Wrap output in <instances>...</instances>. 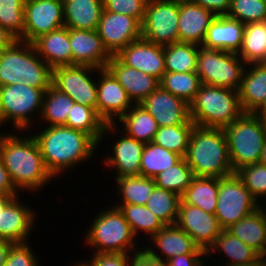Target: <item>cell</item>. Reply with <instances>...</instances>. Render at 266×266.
<instances>
[{
    "instance_id": "ffe728a7",
    "label": "cell",
    "mask_w": 266,
    "mask_h": 266,
    "mask_svg": "<svg viewBox=\"0 0 266 266\" xmlns=\"http://www.w3.org/2000/svg\"><path fill=\"white\" fill-rule=\"evenodd\" d=\"M72 65L105 69L112 55L105 48L97 30L70 29Z\"/></svg>"
},
{
    "instance_id": "ab89813d",
    "label": "cell",
    "mask_w": 266,
    "mask_h": 266,
    "mask_svg": "<svg viewBox=\"0 0 266 266\" xmlns=\"http://www.w3.org/2000/svg\"><path fill=\"white\" fill-rule=\"evenodd\" d=\"M159 84L163 89L183 99L188 104L194 100L202 85L196 72H165Z\"/></svg>"
},
{
    "instance_id": "83f0119b",
    "label": "cell",
    "mask_w": 266,
    "mask_h": 266,
    "mask_svg": "<svg viewBox=\"0 0 266 266\" xmlns=\"http://www.w3.org/2000/svg\"><path fill=\"white\" fill-rule=\"evenodd\" d=\"M64 27L70 29L97 30L103 0H62Z\"/></svg>"
},
{
    "instance_id": "11a10c76",
    "label": "cell",
    "mask_w": 266,
    "mask_h": 266,
    "mask_svg": "<svg viewBox=\"0 0 266 266\" xmlns=\"http://www.w3.org/2000/svg\"><path fill=\"white\" fill-rule=\"evenodd\" d=\"M17 40L4 27L0 25V52Z\"/></svg>"
},
{
    "instance_id": "e7e4bbea",
    "label": "cell",
    "mask_w": 266,
    "mask_h": 266,
    "mask_svg": "<svg viewBox=\"0 0 266 266\" xmlns=\"http://www.w3.org/2000/svg\"><path fill=\"white\" fill-rule=\"evenodd\" d=\"M176 1L178 4H181V3H192L193 0H174Z\"/></svg>"
},
{
    "instance_id": "003e7915",
    "label": "cell",
    "mask_w": 266,
    "mask_h": 266,
    "mask_svg": "<svg viewBox=\"0 0 266 266\" xmlns=\"http://www.w3.org/2000/svg\"><path fill=\"white\" fill-rule=\"evenodd\" d=\"M260 206H262L261 208L263 209V211H264V213H265V215H266V209H265V207H263V204L260 205Z\"/></svg>"
},
{
    "instance_id": "d6a6232c",
    "label": "cell",
    "mask_w": 266,
    "mask_h": 266,
    "mask_svg": "<svg viewBox=\"0 0 266 266\" xmlns=\"http://www.w3.org/2000/svg\"><path fill=\"white\" fill-rule=\"evenodd\" d=\"M220 250L228 256L226 258L230 259L224 264L225 266L250 264L258 261L260 256L256 250L242 242L238 237L233 236L227 230H223L216 237L214 244L207 251V256L212 255V251L219 252Z\"/></svg>"
},
{
    "instance_id": "bcb514c9",
    "label": "cell",
    "mask_w": 266,
    "mask_h": 266,
    "mask_svg": "<svg viewBox=\"0 0 266 266\" xmlns=\"http://www.w3.org/2000/svg\"><path fill=\"white\" fill-rule=\"evenodd\" d=\"M234 173L258 202L261 196L266 197V165L261 163L246 165Z\"/></svg>"
},
{
    "instance_id": "44dd1931",
    "label": "cell",
    "mask_w": 266,
    "mask_h": 266,
    "mask_svg": "<svg viewBox=\"0 0 266 266\" xmlns=\"http://www.w3.org/2000/svg\"><path fill=\"white\" fill-rule=\"evenodd\" d=\"M151 242L157 246L161 254L152 247L143 249L150 257L161 261H168L178 255L183 254H207V252L199 248L193 241V239L183 231L176 224L165 225L162 229H159L155 235L150 238ZM147 247V248H146ZM157 251V252H156ZM164 254V255H163Z\"/></svg>"
},
{
    "instance_id": "4dcf8cb0",
    "label": "cell",
    "mask_w": 266,
    "mask_h": 266,
    "mask_svg": "<svg viewBox=\"0 0 266 266\" xmlns=\"http://www.w3.org/2000/svg\"><path fill=\"white\" fill-rule=\"evenodd\" d=\"M218 192L219 178L194 177L181 196V200L185 204L197 206L215 215Z\"/></svg>"
},
{
    "instance_id": "cb8c5ba5",
    "label": "cell",
    "mask_w": 266,
    "mask_h": 266,
    "mask_svg": "<svg viewBox=\"0 0 266 266\" xmlns=\"http://www.w3.org/2000/svg\"><path fill=\"white\" fill-rule=\"evenodd\" d=\"M245 24L228 17L217 15L208 27L203 47L238 54L242 43Z\"/></svg>"
},
{
    "instance_id": "f35d334b",
    "label": "cell",
    "mask_w": 266,
    "mask_h": 266,
    "mask_svg": "<svg viewBox=\"0 0 266 266\" xmlns=\"http://www.w3.org/2000/svg\"><path fill=\"white\" fill-rule=\"evenodd\" d=\"M181 196L155 186L145 206L156 215L164 225H173L177 221Z\"/></svg>"
},
{
    "instance_id": "f6af8a7d",
    "label": "cell",
    "mask_w": 266,
    "mask_h": 266,
    "mask_svg": "<svg viewBox=\"0 0 266 266\" xmlns=\"http://www.w3.org/2000/svg\"><path fill=\"white\" fill-rule=\"evenodd\" d=\"M226 15L244 24L265 22L266 0H231Z\"/></svg>"
},
{
    "instance_id": "9c48e42d",
    "label": "cell",
    "mask_w": 266,
    "mask_h": 266,
    "mask_svg": "<svg viewBox=\"0 0 266 266\" xmlns=\"http://www.w3.org/2000/svg\"><path fill=\"white\" fill-rule=\"evenodd\" d=\"M44 91L20 83L0 87V124L11 121L18 131L28 130L34 113L41 115ZM37 112V113H36Z\"/></svg>"
},
{
    "instance_id": "4fadbf2b",
    "label": "cell",
    "mask_w": 266,
    "mask_h": 266,
    "mask_svg": "<svg viewBox=\"0 0 266 266\" xmlns=\"http://www.w3.org/2000/svg\"><path fill=\"white\" fill-rule=\"evenodd\" d=\"M62 27V0H25L24 30L18 40L33 43L40 36Z\"/></svg>"
},
{
    "instance_id": "8992f818",
    "label": "cell",
    "mask_w": 266,
    "mask_h": 266,
    "mask_svg": "<svg viewBox=\"0 0 266 266\" xmlns=\"http://www.w3.org/2000/svg\"><path fill=\"white\" fill-rule=\"evenodd\" d=\"M97 215L85 236L86 244L91 248L95 246V253L140 252L141 249L134 248L136 237L119 208L113 206Z\"/></svg>"
},
{
    "instance_id": "ba28073f",
    "label": "cell",
    "mask_w": 266,
    "mask_h": 266,
    "mask_svg": "<svg viewBox=\"0 0 266 266\" xmlns=\"http://www.w3.org/2000/svg\"><path fill=\"white\" fill-rule=\"evenodd\" d=\"M246 65L236 53L199 46L196 73L202 84L238 91Z\"/></svg>"
},
{
    "instance_id": "9a60e30c",
    "label": "cell",
    "mask_w": 266,
    "mask_h": 266,
    "mask_svg": "<svg viewBox=\"0 0 266 266\" xmlns=\"http://www.w3.org/2000/svg\"><path fill=\"white\" fill-rule=\"evenodd\" d=\"M175 224L206 252L224 230L214 214L205 212L197 206L185 204L182 200Z\"/></svg>"
},
{
    "instance_id": "f907efd6",
    "label": "cell",
    "mask_w": 266,
    "mask_h": 266,
    "mask_svg": "<svg viewBox=\"0 0 266 266\" xmlns=\"http://www.w3.org/2000/svg\"><path fill=\"white\" fill-rule=\"evenodd\" d=\"M192 3L212 11L217 15H226L230 9L231 0H193Z\"/></svg>"
},
{
    "instance_id": "d590c367",
    "label": "cell",
    "mask_w": 266,
    "mask_h": 266,
    "mask_svg": "<svg viewBox=\"0 0 266 266\" xmlns=\"http://www.w3.org/2000/svg\"><path fill=\"white\" fill-rule=\"evenodd\" d=\"M182 158L154 142L147 143L141 156L140 176L154 179L160 172L176 165Z\"/></svg>"
},
{
    "instance_id": "91938a15",
    "label": "cell",
    "mask_w": 266,
    "mask_h": 266,
    "mask_svg": "<svg viewBox=\"0 0 266 266\" xmlns=\"http://www.w3.org/2000/svg\"><path fill=\"white\" fill-rule=\"evenodd\" d=\"M153 266H169L166 261H161L153 258Z\"/></svg>"
},
{
    "instance_id": "4316f807",
    "label": "cell",
    "mask_w": 266,
    "mask_h": 266,
    "mask_svg": "<svg viewBox=\"0 0 266 266\" xmlns=\"http://www.w3.org/2000/svg\"><path fill=\"white\" fill-rule=\"evenodd\" d=\"M247 66L238 90L239 101L243 112L255 113L266 99V63Z\"/></svg>"
},
{
    "instance_id": "5b68a950",
    "label": "cell",
    "mask_w": 266,
    "mask_h": 266,
    "mask_svg": "<svg viewBox=\"0 0 266 266\" xmlns=\"http://www.w3.org/2000/svg\"><path fill=\"white\" fill-rule=\"evenodd\" d=\"M189 106L195 125L207 128L224 129L243 113L237 90L207 84L200 86Z\"/></svg>"
},
{
    "instance_id": "b9f144b4",
    "label": "cell",
    "mask_w": 266,
    "mask_h": 266,
    "mask_svg": "<svg viewBox=\"0 0 266 266\" xmlns=\"http://www.w3.org/2000/svg\"><path fill=\"white\" fill-rule=\"evenodd\" d=\"M119 209L124 214L135 236L142 231L151 238L165 226L145 205L123 204Z\"/></svg>"
},
{
    "instance_id": "a7ac6f4b",
    "label": "cell",
    "mask_w": 266,
    "mask_h": 266,
    "mask_svg": "<svg viewBox=\"0 0 266 266\" xmlns=\"http://www.w3.org/2000/svg\"><path fill=\"white\" fill-rule=\"evenodd\" d=\"M4 195L0 192V199L3 197Z\"/></svg>"
},
{
    "instance_id": "8fae6325",
    "label": "cell",
    "mask_w": 266,
    "mask_h": 266,
    "mask_svg": "<svg viewBox=\"0 0 266 266\" xmlns=\"http://www.w3.org/2000/svg\"><path fill=\"white\" fill-rule=\"evenodd\" d=\"M179 4L174 0H148L142 38L166 46L178 42Z\"/></svg>"
},
{
    "instance_id": "be15d7a7",
    "label": "cell",
    "mask_w": 266,
    "mask_h": 266,
    "mask_svg": "<svg viewBox=\"0 0 266 266\" xmlns=\"http://www.w3.org/2000/svg\"><path fill=\"white\" fill-rule=\"evenodd\" d=\"M238 266H260L259 260L250 264L238 265Z\"/></svg>"
},
{
    "instance_id": "7c38bea8",
    "label": "cell",
    "mask_w": 266,
    "mask_h": 266,
    "mask_svg": "<svg viewBox=\"0 0 266 266\" xmlns=\"http://www.w3.org/2000/svg\"><path fill=\"white\" fill-rule=\"evenodd\" d=\"M94 71L99 69L86 65L58 66L52 69V85L75 103L96 109L97 82L90 77Z\"/></svg>"
},
{
    "instance_id": "d4e9b609",
    "label": "cell",
    "mask_w": 266,
    "mask_h": 266,
    "mask_svg": "<svg viewBox=\"0 0 266 266\" xmlns=\"http://www.w3.org/2000/svg\"><path fill=\"white\" fill-rule=\"evenodd\" d=\"M113 153L106 156L104 163L117 172L116 178L122 176H140V162L145 144L126 133L112 144Z\"/></svg>"
},
{
    "instance_id": "c3c4849f",
    "label": "cell",
    "mask_w": 266,
    "mask_h": 266,
    "mask_svg": "<svg viewBox=\"0 0 266 266\" xmlns=\"http://www.w3.org/2000/svg\"><path fill=\"white\" fill-rule=\"evenodd\" d=\"M27 243H14L4 266H38L37 255H34V251Z\"/></svg>"
},
{
    "instance_id": "74e56055",
    "label": "cell",
    "mask_w": 266,
    "mask_h": 266,
    "mask_svg": "<svg viewBox=\"0 0 266 266\" xmlns=\"http://www.w3.org/2000/svg\"><path fill=\"white\" fill-rule=\"evenodd\" d=\"M75 102L51 85L44 93L41 116L48 126L64 125Z\"/></svg>"
},
{
    "instance_id": "603a6c76",
    "label": "cell",
    "mask_w": 266,
    "mask_h": 266,
    "mask_svg": "<svg viewBox=\"0 0 266 266\" xmlns=\"http://www.w3.org/2000/svg\"><path fill=\"white\" fill-rule=\"evenodd\" d=\"M216 15L195 3L179 4L178 42L201 46Z\"/></svg>"
},
{
    "instance_id": "60d3db41",
    "label": "cell",
    "mask_w": 266,
    "mask_h": 266,
    "mask_svg": "<svg viewBox=\"0 0 266 266\" xmlns=\"http://www.w3.org/2000/svg\"><path fill=\"white\" fill-rule=\"evenodd\" d=\"M194 126L190 120L182 125L158 127L153 142L184 158Z\"/></svg>"
},
{
    "instance_id": "1f68e13d",
    "label": "cell",
    "mask_w": 266,
    "mask_h": 266,
    "mask_svg": "<svg viewBox=\"0 0 266 266\" xmlns=\"http://www.w3.org/2000/svg\"><path fill=\"white\" fill-rule=\"evenodd\" d=\"M124 132L144 144L153 142L158 125L141 104H134L120 119Z\"/></svg>"
},
{
    "instance_id": "7bdbcfd3",
    "label": "cell",
    "mask_w": 266,
    "mask_h": 266,
    "mask_svg": "<svg viewBox=\"0 0 266 266\" xmlns=\"http://www.w3.org/2000/svg\"><path fill=\"white\" fill-rule=\"evenodd\" d=\"M194 177L192 169L182 158L176 165L160 172L154 180L157 187L182 196Z\"/></svg>"
},
{
    "instance_id": "ac0fdd59",
    "label": "cell",
    "mask_w": 266,
    "mask_h": 266,
    "mask_svg": "<svg viewBox=\"0 0 266 266\" xmlns=\"http://www.w3.org/2000/svg\"><path fill=\"white\" fill-rule=\"evenodd\" d=\"M140 104L156 120L158 127L182 125L191 120L189 104L161 86Z\"/></svg>"
},
{
    "instance_id": "8d00e7d4",
    "label": "cell",
    "mask_w": 266,
    "mask_h": 266,
    "mask_svg": "<svg viewBox=\"0 0 266 266\" xmlns=\"http://www.w3.org/2000/svg\"><path fill=\"white\" fill-rule=\"evenodd\" d=\"M115 179L119 185L118 194L122 198L118 205H114L117 208L123 204L145 205L156 186L154 179L143 176H122Z\"/></svg>"
},
{
    "instance_id": "e575fe53",
    "label": "cell",
    "mask_w": 266,
    "mask_h": 266,
    "mask_svg": "<svg viewBox=\"0 0 266 266\" xmlns=\"http://www.w3.org/2000/svg\"><path fill=\"white\" fill-rule=\"evenodd\" d=\"M199 45L175 42L164 46L165 72H196Z\"/></svg>"
},
{
    "instance_id": "db71d44e",
    "label": "cell",
    "mask_w": 266,
    "mask_h": 266,
    "mask_svg": "<svg viewBox=\"0 0 266 266\" xmlns=\"http://www.w3.org/2000/svg\"><path fill=\"white\" fill-rule=\"evenodd\" d=\"M132 255L130 266H153V257H150L143 248L140 252Z\"/></svg>"
},
{
    "instance_id": "f5cc1de1",
    "label": "cell",
    "mask_w": 266,
    "mask_h": 266,
    "mask_svg": "<svg viewBox=\"0 0 266 266\" xmlns=\"http://www.w3.org/2000/svg\"><path fill=\"white\" fill-rule=\"evenodd\" d=\"M0 192L4 196H18L19 192L13 185L7 169L0 155Z\"/></svg>"
},
{
    "instance_id": "484cf974",
    "label": "cell",
    "mask_w": 266,
    "mask_h": 266,
    "mask_svg": "<svg viewBox=\"0 0 266 266\" xmlns=\"http://www.w3.org/2000/svg\"><path fill=\"white\" fill-rule=\"evenodd\" d=\"M38 55L52 69L72 65L69 28L62 27L37 38L32 43Z\"/></svg>"
},
{
    "instance_id": "ee69618b",
    "label": "cell",
    "mask_w": 266,
    "mask_h": 266,
    "mask_svg": "<svg viewBox=\"0 0 266 266\" xmlns=\"http://www.w3.org/2000/svg\"><path fill=\"white\" fill-rule=\"evenodd\" d=\"M25 0H0V25L16 39L24 30Z\"/></svg>"
},
{
    "instance_id": "9f6ffc18",
    "label": "cell",
    "mask_w": 266,
    "mask_h": 266,
    "mask_svg": "<svg viewBox=\"0 0 266 266\" xmlns=\"http://www.w3.org/2000/svg\"><path fill=\"white\" fill-rule=\"evenodd\" d=\"M13 244L8 240L0 239V266H4L6 263L9 250Z\"/></svg>"
},
{
    "instance_id": "7dc6e473",
    "label": "cell",
    "mask_w": 266,
    "mask_h": 266,
    "mask_svg": "<svg viewBox=\"0 0 266 266\" xmlns=\"http://www.w3.org/2000/svg\"><path fill=\"white\" fill-rule=\"evenodd\" d=\"M147 2L148 0H103V10L132 16L142 23Z\"/></svg>"
},
{
    "instance_id": "d6986e66",
    "label": "cell",
    "mask_w": 266,
    "mask_h": 266,
    "mask_svg": "<svg viewBox=\"0 0 266 266\" xmlns=\"http://www.w3.org/2000/svg\"><path fill=\"white\" fill-rule=\"evenodd\" d=\"M123 64L161 80L165 73L164 46L140 38L115 55Z\"/></svg>"
},
{
    "instance_id": "f546056e",
    "label": "cell",
    "mask_w": 266,
    "mask_h": 266,
    "mask_svg": "<svg viewBox=\"0 0 266 266\" xmlns=\"http://www.w3.org/2000/svg\"><path fill=\"white\" fill-rule=\"evenodd\" d=\"M226 230L260 255L266 253L265 213L261 207Z\"/></svg>"
},
{
    "instance_id": "6125c7cd",
    "label": "cell",
    "mask_w": 266,
    "mask_h": 266,
    "mask_svg": "<svg viewBox=\"0 0 266 266\" xmlns=\"http://www.w3.org/2000/svg\"><path fill=\"white\" fill-rule=\"evenodd\" d=\"M255 113H266V99L261 107Z\"/></svg>"
},
{
    "instance_id": "2e32d148",
    "label": "cell",
    "mask_w": 266,
    "mask_h": 266,
    "mask_svg": "<svg viewBox=\"0 0 266 266\" xmlns=\"http://www.w3.org/2000/svg\"><path fill=\"white\" fill-rule=\"evenodd\" d=\"M101 75L97 81L96 111L106 124H118L119 120L135 103L129 98L122 85L107 69H99Z\"/></svg>"
},
{
    "instance_id": "94428289",
    "label": "cell",
    "mask_w": 266,
    "mask_h": 266,
    "mask_svg": "<svg viewBox=\"0 0 266 266\" xmlns=\"http://www.w3.org/2000/svg\"><path fill=\"white\" fill-rule=\"evenodd\" d=\"M260 266H266V253L259 256Z\"/></svg>"
},
{
    "instance_id": "836d02e7",
    "label": "cell",
    "mask_w": 266,
    "mask_h": 266,
    "mask_svg": "<svg viewBox=\"0 0 266 266\" xmlns=\"http://www.w3.org/2000/svg\"><path fill=\"white\" fill-rule=\"evenodd\" d=\"M238 56L246 63H266V24H245L243 43Z\"/></svg>"
},
{
    "instance_id": "7402d4cb",
    "label": "cell",
    "mask_w": 266,
    "mask_h": 266,
    "mask_svg": "<svg viewBox=\"0 0 266 266\" xmlns=\"http://www.w3.org/2000/svg\"><path fill=\"white\" fill-rule=\"evenodd\" d=\"M106 68L115 76L135 104H140L160 86L157 78L123 64L115 55Z\"/></svg>"
},
{
    "instance_id": "6f0895ef",
    "label": "cell",
    "mask_w": 266,
    "mask_h": 266,
    "mask_svg": "<svg viewBox=\"0 0 266 266\" xmlns=\"http://www.w3.org/2000/svg\"><path fill=\"white\" fill-rule=\"evenodd\" d=\"M259 163L266 165V137H265L264 146L262 149L261 158H260Z\"/></svg>"
},
{
    "instance_id": "52a82bcc",
    "label": "cell",
    "mask_w": 266,
    "mask_h": 266,
    "mask_svg": "<svg viewBox=\"0 0 266 266\" xmlns=\"http://www.w3.org/2000/svg\"><path fill=\"white\" fill-rule=\"evenodd\" d=\"M223 130L234 172L246 165L259 163L266 137L259 116L243 112Z\"/></svg>"
},
{
    "instance_id": "6da1fadb",
    "label": "cell",
    "mask_w": 266,
    "mask_h": 266,
    "mask_svg": "<svg viewBox=\"0 0 266 266\" xmlns=\"http://www.w3.org/2000/svg\"><path fill=\"white\" fill-rule=\"evenodd\" d=\"M33 138L47 170L54 178L63 170L89 160L98 146L88 134L65 125L47 126L39 134H34Z\"/></svg>"
},
{
    "instance_id": "681fc988",
    "label": "cell",
    "mask_w": 266,
    "mask_h": 266,
    "mask_svg": "<svg viewBox=\"0 0 266 266\" xmlns=\"http://www.w3.org/2000/svg\"><path fill=\"white\" fill-rule=\"evenodd\" d=\"M87 266H130L131 254L126 253H94Z\"/></svg>"
},
{
    "instance_id": "f1b7e54d",
    "label": "cell",
    "mask_w": 266,
    "mask_h": 266,
    "mask_svg": "<svg viewBox=\"0 0 266 266\" xmlns=\"http://www.w3.org/2000/svg\"><path fill=\"white\" fill-rule=\"evenodd\" d=\"M64 125L88 134L98 145L107 132H116L118 127L116 124H106L95 108L78 103L73 104Z\"/></svg>"
},
{
    "instance_id": "e0dca14e",
    "label": "cell",
    "mask_w": 266,
    "mask_h": 266,
    "mask_svg": "<svg viewBox=\"0 0 266 266\" xmlns=\"http://www.w3.org/2000/svg\"><path fill=\"white\" fill-rule=\"evenodd\" d=\"M19 196H3L0 199V239L12 243H26L34 228L35 213L21 205ZM27 239V241H26Z\"/></svg>"
},
{
    "instance_id": "5bb4252c",
    "label": "cell",
    "mask_w": 266,
    "mask_h": 266,
    "mask_svg": "<svg viewBox=\"0 0 266 266\" xmlns=\"http://www.w3.org/2000/svg\"><path fill=\"white\" fill-rule=\"evenodd\" d=\"M97 32L105 48L113 56L142 37V24L132 16L103 10Z\"/></svg>"
},
{
    "instance_id": "30bf717a",
    "label": "cell",
    "mask_w": 266,
    "mask_h": 266,
    "mask_svg": "<svg viewBox=\"0 0 266 266\" xmlns=\"http://www.w3.org/2000/svg\"><path fill=\"white\" fill-rule=\"evenodd\" d=\"M260 207V203L251 195L235 173L219 178L215 216L224 230Z\"/></svg>"
},
{
    "instance_id": "03108f58",
    "label": "cell",
    "mask_w": 266,
    "mask_h": 266,
    "mask_svg": "<svg viewBox=\"0 0 266 266\" xmlns=\"http://www.w3.org/2000/svg\"><path fill=\"white\" fill-rule=\"evenodd\" d=\"M74 266H87V264L84 263V262H81L80 264L78 263V264H76V265H74Z\"/></svg>"
},
{
    "instance_id": "7a4b0ae2",
    "label": "cell",
    "mask_w": 266,
    "mask_h": 266,
    "mask_svg": "<svg viewBox=\"0 0 266 266\" xmlns=\"http://www.w3.org/2000/svg\"><path fill=\"white\" fill-rule=\"evenodd\" d=\"M0 155L13 185L18 190L37 191L53 178L44 164L33 135L26 138L13 133H2Z\"/></svg>"
},
{
    "instance_id": "277c9868",
    "label": "cell",
    "mask_w": 266,
    "mask_h": 266,
    "mask_svg": "<svg viewBox=\"0 0 266 266\" xmlns=\"http://www.w3.org/2000/svg\"><path fill=\"white\" fill-rule=\"evenodd\" d=\"M17 83L44 92L52 85V68L32 43L18 39L0 52V87Z\"/></svg>"
},
{
    "instance_id": "3957f363",
    "label": "cell",
    "mask_w": 266,
    "mask_h": 266,
    "mask_svg": "<svg viewBox=\"0 0 266 266\" xmlns=\"http://www.w3.org/2000/svg\"><path fill=\"white\" fill-rule=\"evenodd\" d=\"M184 159L195 177L223 178L234 174L221 128L195 125Z\"/></svg>"
},
{
    "instance_id": "680465c9",
    "label": "cell",
    "mask_w": 266,
    "mask_h": 266,
    "mask_svg": "<svg viewBox=\"0 0 266 266\" xmlns=\"http://www.w3.org/2000/svg\"><path fill=\"white\" fill-rule=\"evenodd\" d=\"M255 114L260 117V120L263 125V129L265 130V133H266V113H255Z\"/></svg>"
},
{
    "instance_id": "816d5d0a",
    "label": "cell",
    "mask_w": 266,
    "mask_h": 266,
    "mask_svg": "<svg viewBox=\"0 0 266 266\" xmlns=\"http://www.w3.org/2000/svg\"><path fill=\"white\" fill-rule=\"evenodd\" d=\"M207 254H183L170 258L167 263L169 266H203V259Z\"/></svg>"
}]
</instances>
